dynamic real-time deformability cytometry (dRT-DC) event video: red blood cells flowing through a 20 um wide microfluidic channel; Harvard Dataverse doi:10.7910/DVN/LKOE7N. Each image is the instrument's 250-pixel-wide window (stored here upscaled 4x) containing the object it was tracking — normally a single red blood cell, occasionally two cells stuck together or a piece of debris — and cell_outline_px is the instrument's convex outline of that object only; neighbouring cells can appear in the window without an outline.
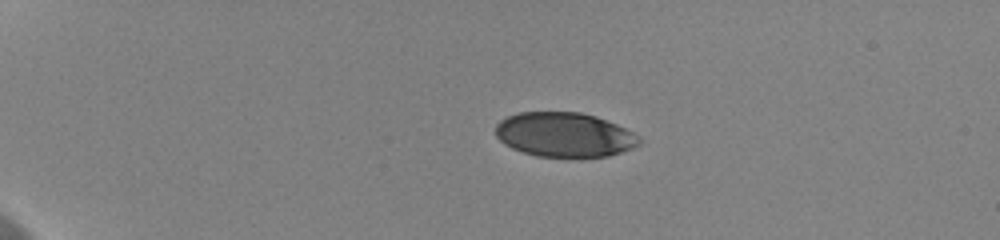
{"species": "human", "species_latin": "Homo sapiens", "temperature_condition": "cold", "stored_images_in_passage": 45, "camera_frame_rate_fps": 3000, "um_per_image_px": 0.085, "donor": {"sex": "female"}, "frame": {"image": 1, "passage_image": 1, "time_ms": 0.0, "image_size_px": [1000, 240], "cell_outline_px": [[640, 144], [632, 148], [608, 156], [536, 156], [512, 148], [504, 144], [496, 136], [496, 124], [500, 120], [508, 116], [520, 112], [580, 112], [596, 116], [616, 124], [640, 136]], "centroid_in_image_um": [47.96, 11.44], "position_along_channel_um": 37.0, "area_um2": 36.99}}
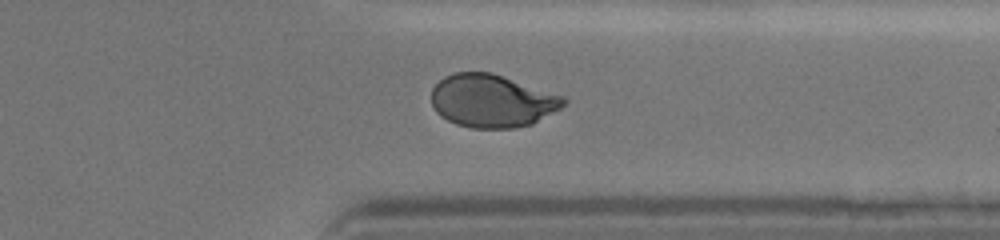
{"frame": {"image": 2, "passage_image": 35, "time_ms": 11.333, "image_size_px": [1000, 240], "cell_outline_px": [[568, 100], [560, 108], [532, 124], [516, 128], [472, 128], [456, 124], [440, 116], [436, 112], [432, 104], [432, 88], [444, 76], [452, 72], [492, 72], [564, 96]], "centroid_in_image_um": [41.81, 8.57], "position_along_channel_um": 369.6, "area_um2": 40.86}}
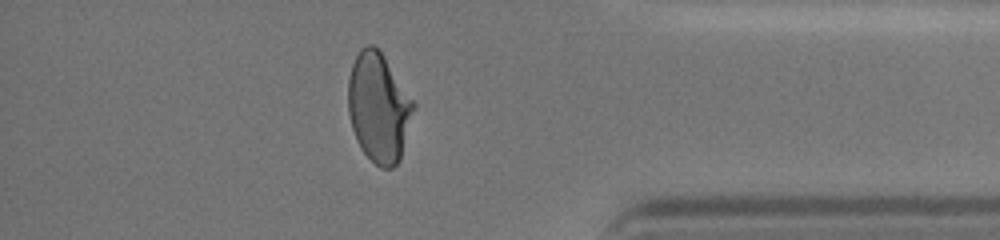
{"frame": {"image": 3, "passage_image": 39, "time_ms": 12.667, "image_size_px": [1000, 240], "cell_outline_px": [[416, 104], [400, 160], [392, 168], [380, 168], [360, 148], [356, 140], [352, 128], [348, 112], [348, 80], [352, 64], [360, 48], [368, 44], [372, 44], [384, 56]], "centroid_in_image_um": [32.18, 9.14], "position_along_channel_um": 403.0, "area_um2": 41.56}, "authors_computed_cell_mechanics": {"area_um2": 40.9224, "velocity_mm_per_s": 3.6339, "shape_relaxation_time_tau1_ms": 4.1087, "shape_relaxation_time_tau2_ms": 1.2546, "deformation_change_tau1": 0.1582, "deformation_change_tau2": 0.0471}}